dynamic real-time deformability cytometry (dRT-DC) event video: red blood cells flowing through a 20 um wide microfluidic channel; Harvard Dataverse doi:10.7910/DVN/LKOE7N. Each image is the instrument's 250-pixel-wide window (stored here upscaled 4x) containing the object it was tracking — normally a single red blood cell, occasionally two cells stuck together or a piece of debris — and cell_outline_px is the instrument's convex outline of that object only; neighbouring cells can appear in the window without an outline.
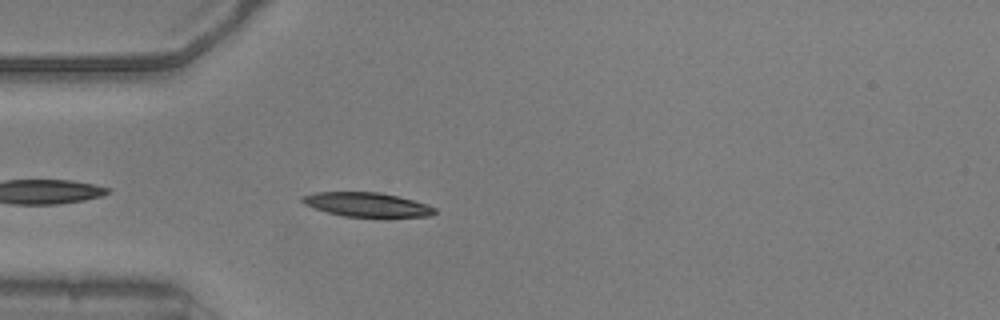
{"species": "common noctule bat (a hibernating species)", "species_latin": "Nyctalus noctula", "temperature_condition": "warm", "stored_images_in_passage": 38, "camera_frame_rate_fps": 3000, "um_per_image_px": 0.085, "animal": {"sex": "male", "body_mass_g": 20.5, "forearm_length_mm": 52.5}, "frame": {"image": 1, "passage_image": 3, "time_ms": 0.667, "image_size_px": [1000, 320], "cell_outline_px": [[436, 212], [432, 216], [384, 220], [344, 216], [328, 212], [304, 204], [300, 200], [300, 196], [316, 192], [380, 192], [412, 200], [436, 208]], "centroid_in_image_um": [31.25, 17.45], "position_along_channel_um": 53.7, "area_um2": 19.54}}
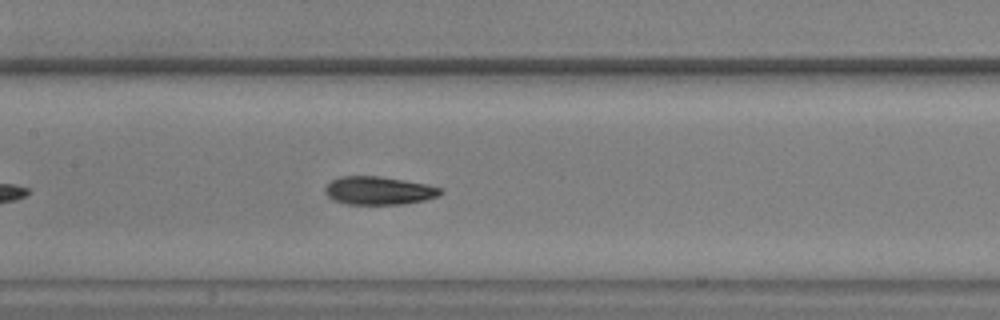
{"frame": {"image": 2, "passage_image": 13, "time_ms": 4.0, "image_size_px": [1000, 320], "cell_outline_px": [[444, 192], [436, 196], [424, 200], [404, 204], [348, 204], [332, 200], [324, 192], [324, 188], [332, 180], [340, 176], [376, 176], [404, 180], [424, 184], [440, 188]], "centroid_in_image_um": [32.15, 16.2], "position_along_channel_um": 175.3, "area_um2": 18.79}}
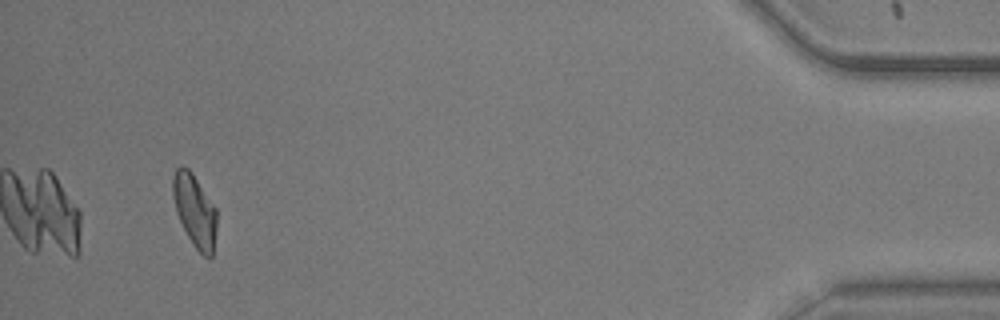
{"frame": {"image": 3, "passage_image": 38, "time_ms": 12.333, "image_size_px": [1000, 320], "cell_outline_px": [[216, 228], [212, 256], [208, 260], [192, 244], [176, 212], [172, 196], [172, 176], [176, 168], [180, 164], [188, 168], [192, 172], [216, 208]], "centroid_in_image_um": [16.53, 17.87], "position_along_channel_um": 418.7, "area_um2": 18.61}, "authors_computed_cell_mechanics": {"area_um2": 19.3341, "velocity_mm_per_s": 3.8116, "shape_relaxation_time_tau1_ms": 4.1627, "shape_relaxation_time_tau2_ms": 2.7566, "deformation_change_tau1": 0.1635, "deformation_change_tau2": 0.103}}